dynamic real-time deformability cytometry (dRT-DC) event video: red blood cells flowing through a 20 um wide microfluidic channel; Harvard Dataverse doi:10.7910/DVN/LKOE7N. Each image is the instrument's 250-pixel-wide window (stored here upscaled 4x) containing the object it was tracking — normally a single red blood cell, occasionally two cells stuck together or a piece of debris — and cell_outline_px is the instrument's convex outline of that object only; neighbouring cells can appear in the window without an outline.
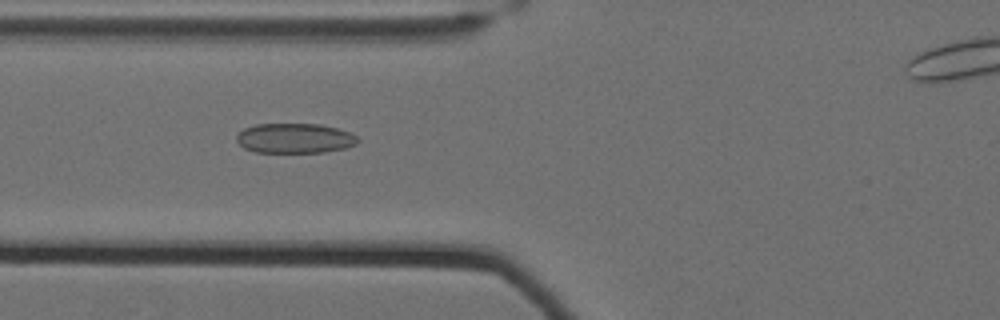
{"species": "Egyptian fruit bat (a non-hibernating species)", "species_latin": "Rousettus aegyptiacus", "temperature_condition": "cold", "stored_images_in_passage": 59, "camera_frame_rate_fps": 3000, "um_per_image_px": 0.085, "animal": {"sex": "female"}, "frame": {"image": 1, "passage_image": 27, "time_ms": 8.667, "image_size_px": [1000, 320], "cell_outline_px": [[360, 140], [356, 144], [344, 148], [324, 152], [256, 152], [244, 148], [236, 140], [236, 136], [244, 128], [256, 124], [320, 124], [336, 128], [348, 132], [356, 136]], "centroid_in_image_um": [25.04, 11.75], "position_along_channel_um": 100.8, "area_um2": 20.98}}
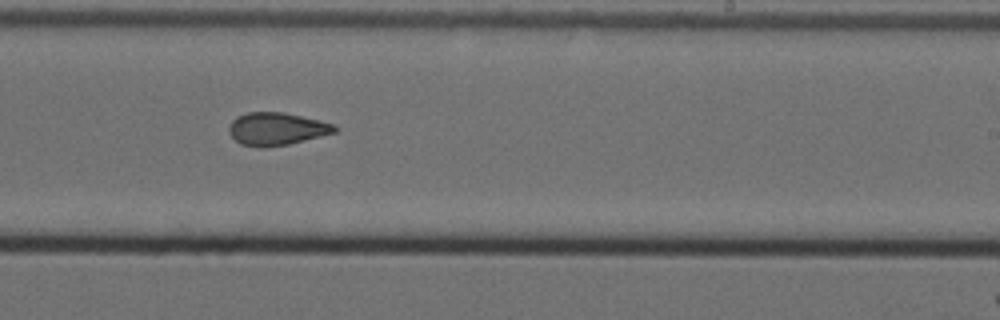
{"frame": {"image": 2, "passage_image": 41, "time_ms": 13.333, "image_size_px": [1000, 320], "cell_outline_px": [[336, 132], [288, 144], [264, 148], [260, 148], [240, 144], [228, 132], [228, 128], [232, 120], [236, 116], [248, 112], [284, 112], [320, 120], [332, 124], [336, 128]], "centroid_in_image_um": [23.46, 10.95], "position_along_channel_um": 265.5, "area_um2": 20.11}}
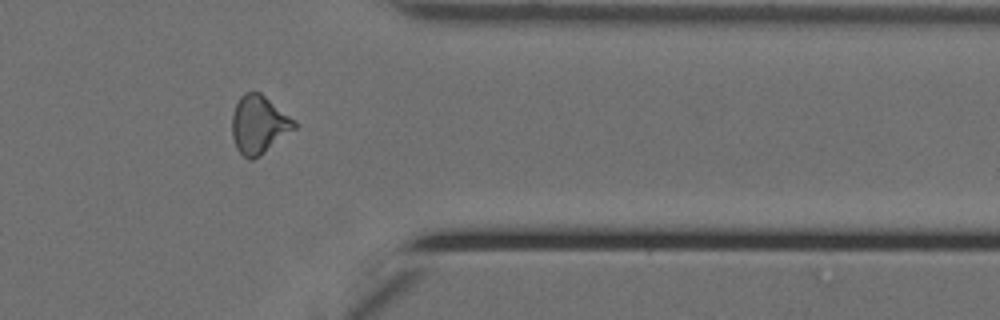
{"frame": {"image": 3, "passage_image": 52, "time_ms": 17.0, "image_size_px": [1000, 320], "cell_outline_px": [[296, 128], [260, 156], [252, 160], [248, 160], [236, 148], [232, 136], [232, 116], [236, 104], [240, 96], [244, 92], [260, 92], [296, 120]], "centroid_in_image_um": [22.01, 10.59], "position_along_channel_um": 389.4, "area_um2": 21.15}}